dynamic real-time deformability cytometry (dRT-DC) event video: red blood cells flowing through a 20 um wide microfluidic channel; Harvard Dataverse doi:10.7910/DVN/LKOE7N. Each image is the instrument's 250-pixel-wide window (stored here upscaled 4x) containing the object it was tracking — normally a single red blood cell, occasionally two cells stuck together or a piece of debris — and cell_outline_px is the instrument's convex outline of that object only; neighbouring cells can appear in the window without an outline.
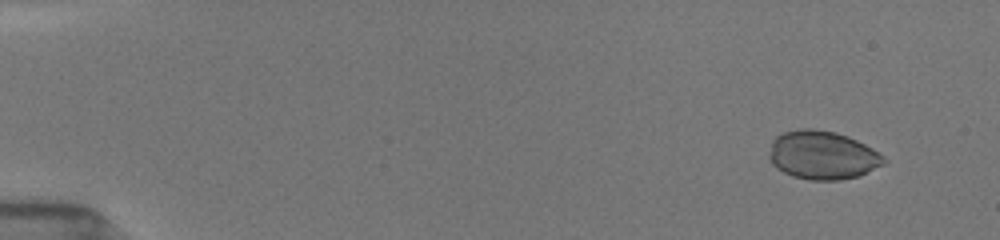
{"species": "common noctule bat (a hibernating species)", "species_latin": "Nyctalus noctula", "temperature_condition": "room temperature", "stored_images_in_passage": 11, "camera_frame_rate_fps": 3000, "um_per_image_px": 0.085, "animal": {"sex": "female", "body_mass_g": 19.5, "forearm_length_mm": 54.1}, "frame": {"image": 1, "passage_image": 4, "time_ms": 1.0, "image_size_px": [1000, 240], "cell_outline_px": [[884, 164], [860, 176], [840, 180], [812, 180], [792, 176], [776, 168], [772, 164], [768, 156], [772, 140], [776, 136], [784, 132], [800, 128], [812, 128], [836, 132], [848, 136], [872, 148], [884, 156]], "centroid_in_image_um": [69.89, 13.19], "position_along_channel_um": 15.1, "area_um2": 32.54}}